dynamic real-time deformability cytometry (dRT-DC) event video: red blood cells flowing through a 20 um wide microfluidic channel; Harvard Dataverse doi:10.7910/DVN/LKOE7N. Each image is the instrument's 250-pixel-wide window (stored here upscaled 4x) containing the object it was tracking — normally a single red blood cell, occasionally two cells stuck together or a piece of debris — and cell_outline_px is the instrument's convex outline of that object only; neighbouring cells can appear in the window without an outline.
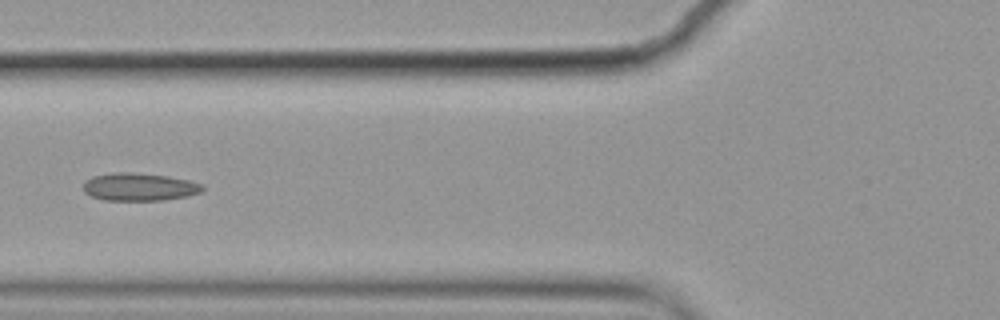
{"species": "common noctule bat (a hibernating species)", "species_latin": "Nyctalus noctula", "temperature_condition": "cold", "stored_images_in_passage": 7, "camera_frame_rate_fps": 3000, "um_per_image_px": 0.085, "animal": {"sex": "female", "body_mass_g": 19.9}, "frame": {"image": 1, "passage_image": 7, "time_ms": 2.0, "image_size_px": [1000, 320], "cell_outline_px": [[204, 188], [200, 192], [188, 196], [164, 200], [104, 200], [92, 196], [84, 192], [84, 184], [92, 176], [116, 172], [132, 172], [168, 176], [188, 180], [204, 184]], "centroid_in_image_um": [11.87, 15.88], "position_along_channel_um": 113.9, "area_um2": 19.25}}